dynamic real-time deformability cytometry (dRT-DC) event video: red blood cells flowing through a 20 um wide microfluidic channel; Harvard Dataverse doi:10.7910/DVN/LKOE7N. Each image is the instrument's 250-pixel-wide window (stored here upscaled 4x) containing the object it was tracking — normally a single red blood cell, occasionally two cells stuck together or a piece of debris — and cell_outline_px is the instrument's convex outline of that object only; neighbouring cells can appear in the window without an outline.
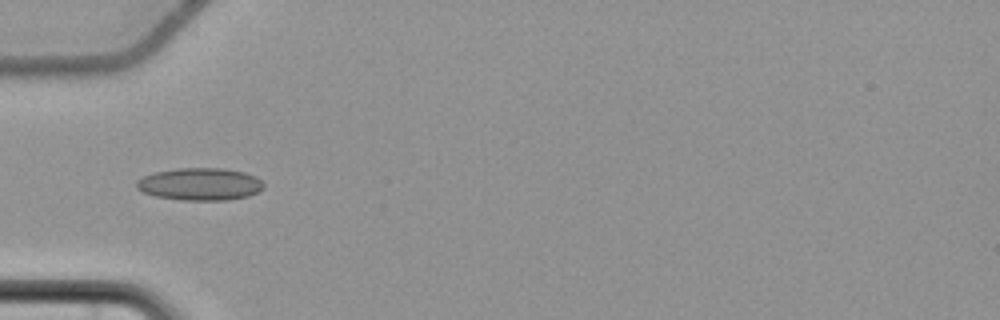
{"species": "common noctule bat (a hibernating species)", "species_latin": "Nyctalus noctula", "temperature_condition": "cold", "stored_images_in_passage": 38, "camera_frame_rate_fps": 3000, "um_per_image_px": 0.085, "animal": {"sex": "female", "body_mass_g": 22.7, "forearm_length_mm": 54.2}, "frame": {"image": 1, "passage_image": 1, "time_ms": 0.0, "image_size_px": [1000, 320], "cell_outline_px": [[264, 188], [260, 192], [248, 196], [228, 200], [180, 200], [156, 196], [144, 192], [136, 188], [136, 180], [144, 176], [156, 172], [176, 168], [220, 168], [244, 172], [256, 176], [264, 184]], "centroid_in_image_um": [17.02, 15.65], "position_along_channel_um": 68.0, "area_um2": 24.1}}
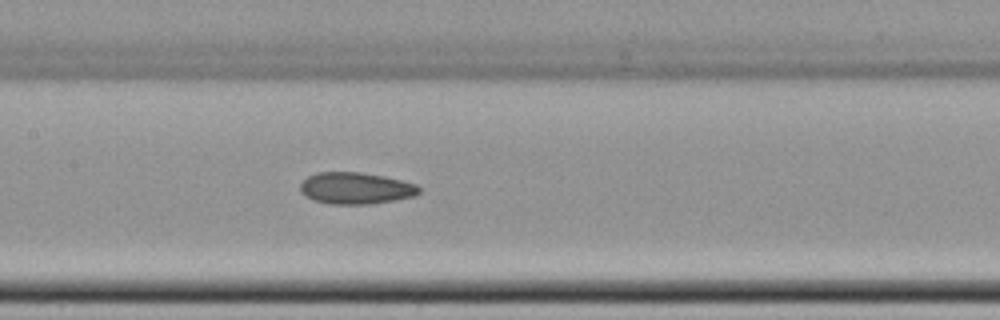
{"frame": {"image": 2, "passage_image": 10, "time_ms": 3.0, "image_size_px": [1000, 320], "cell_outline_px": [[420, 192], [416, 196], [396, 200], [368, 204], [328, 204], [312, 200], [304, 196], [300, 192], [300, 184], [308, 176], [316, 172], [360, 172], [384, 176], [416, 184], [420, 188]], "centroid_in_image_um": [30.22, 16.0], "position_along_channel_um": 177.2, "area_um2": 22.14}}
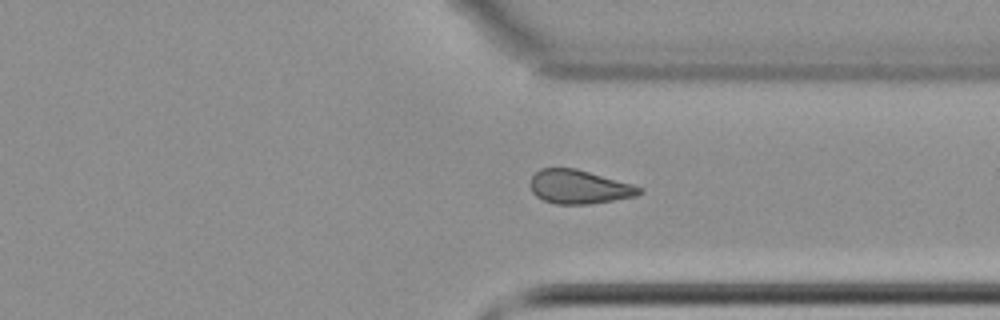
{"frame": {"image": 3, "passage_image": 25, "time_ms": 8.0, "image_size_px": [1000, 320], "cell_outline_px": [[644, 192], [636, 196], [588, 204], [556, 204], [544, 200], [536, 196], [532, 192], [532, 176], [540, 168], [576, 168], [632, 184], [640, 188]], "centroid_in_image_um": [49.22, 15.88], "position_along_channel_um": 362.2, "area_um2": 21.21}, "authors_computed_cell_mechanics": {"area_um2": 21.7039, "velocity_mm_per_s": 3.6964, "shape_relaxation_time_tau1_ms": null, "shape_relaxation_time_tau2_ms": 4.8951, "deformation_change_tau1": null, "deformation_change_tau2": 0.1192}}